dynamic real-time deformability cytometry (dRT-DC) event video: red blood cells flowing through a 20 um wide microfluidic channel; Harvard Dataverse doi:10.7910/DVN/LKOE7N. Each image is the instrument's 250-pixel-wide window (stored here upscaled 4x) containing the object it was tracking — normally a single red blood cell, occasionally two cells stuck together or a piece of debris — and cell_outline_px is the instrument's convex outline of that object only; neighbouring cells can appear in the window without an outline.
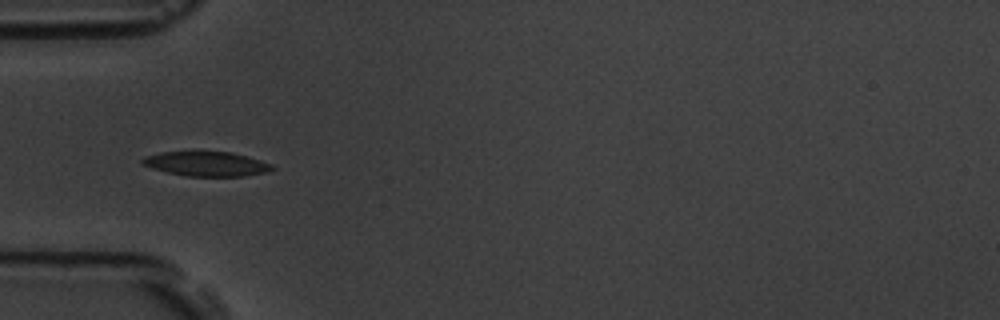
{"species": "common noctule bat (a hibernating species)", "species_latin": "Nyctalus noctula", "temperature_condition": "room temperature", "stored_images_in_passage": 8, "camera_frame_rate_fps": 3000, "um_per_image_px": 0.085, "animal": {"sex": "male", "body_mass_g": 19.5, "forearm_length_mm": 54.6}, "frame": {"image": 1, "passage_image": 6, "time_ms": 6.0, "image_size_px": [1000, 320], "cell_outline_px": [[276, 168], [268, 172], [244, 176], [184, 176], [152, 168], [144, 164], [140, 160], [144, 156], [160, 152], [232, 152], [260, 160], [272, 164]], "centroid_in_image_um": [17.57, 13.93], "position_along_channel_um": 67.4, "area_um2": 18.5}}
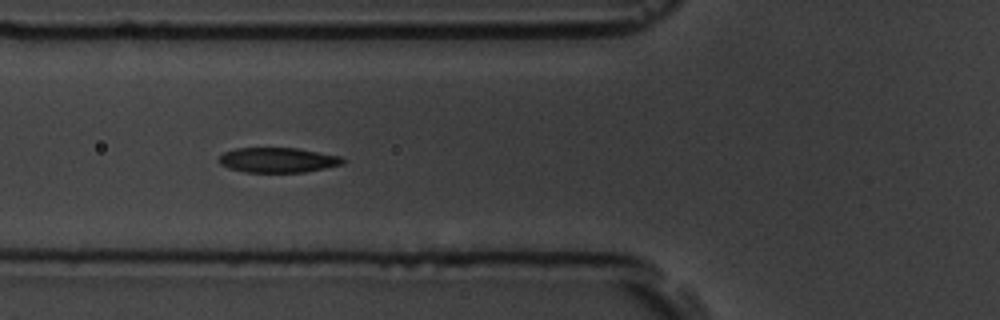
{"frame": {"image": 2, "passage_image": 7, "time_ms": 7.0, "image_size_px": [1000, 320], "cell_outline_px": [[348, 160], [344, 164], [304, 172], [244, 172], [228, 168], [220, 164], [216, 160], [224, 152], [236, 148], [296, 148], [340, 156]], "centroid_in_image_um": [23.61, 13.6], "position_along_channel_um": 102.2, "area_um2": 18.09}}
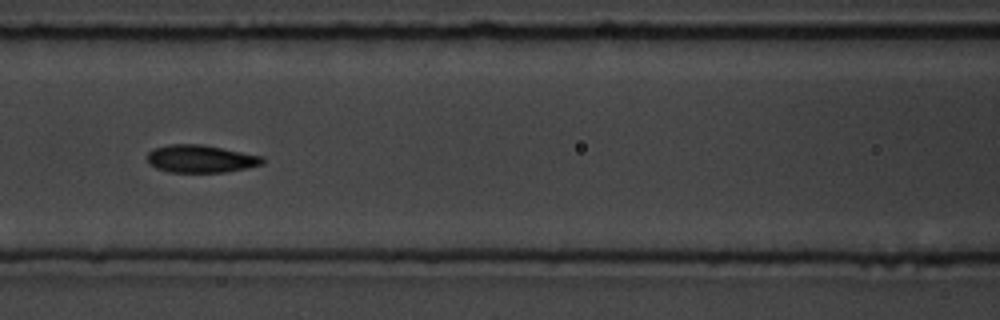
{"frame": {"image": 3, "passage_image": 8, "time_ms": 8.333, "image_size_px": [1000, 320], "cell_outline_px": [[264, 164], [224, 172], [168, 172], [156, 168], [148, 164], [148, 152], [152, 148], [168, 144], [204, 144], [264, 156]], "centroid_in_image_um": [17.05, 13.48], "position_along_channel_um": 149.6, "area_um2": 18.79}}